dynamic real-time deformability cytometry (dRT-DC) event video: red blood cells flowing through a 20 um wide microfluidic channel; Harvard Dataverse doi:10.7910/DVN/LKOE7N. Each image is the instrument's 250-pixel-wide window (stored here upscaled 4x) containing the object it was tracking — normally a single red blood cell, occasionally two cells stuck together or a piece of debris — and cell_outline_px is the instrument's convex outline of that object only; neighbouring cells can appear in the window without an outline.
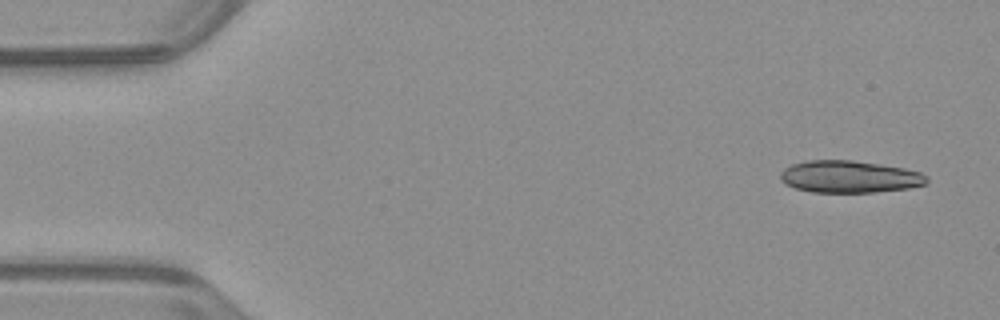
{"species": "common noctule bat (a hibernating species)", "species_latin": "Nyctalus noctula", "temperature_condition": "warm", "stored_images_in_passage": 9, "camera_frame_rate_fps": 3000, "um_per_image_px": 0.085, "animal": {"sex": "male", "body_mass_g": 23.1, "forearm_length_mm": 52.7}, "frame": {"image": 1, "passage_image": 1, "time_ms": 0.0, "image_size_px": [1000, 320], "cell_outline_px": [[928, 180], [924, 184], [908, 188], [876, 192], [812, 192], [796, 188], [788, 184], [780, 176], [780, 172], [784, 168], [792, 164], [808, 160], [852, 160], [904, 168], [920, 172], [928, 176]], "centroid_in_image_um": [72.22, 15.01], "position_along_channel_um": 12.8, "area_um2": 27.17}}